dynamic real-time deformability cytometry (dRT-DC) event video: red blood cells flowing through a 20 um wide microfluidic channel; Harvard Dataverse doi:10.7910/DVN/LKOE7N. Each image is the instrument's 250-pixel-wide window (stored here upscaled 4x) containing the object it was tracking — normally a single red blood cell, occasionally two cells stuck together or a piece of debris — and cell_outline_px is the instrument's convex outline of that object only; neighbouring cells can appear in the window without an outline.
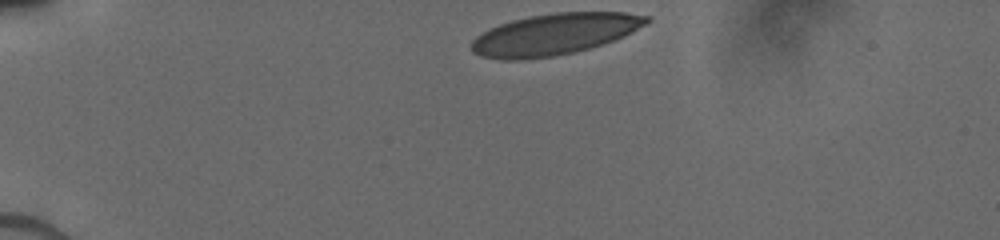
{"species": "human", "species_latin": "Homo sapiens", "temperature_condition": "cold", "stored_images_in_passage": 22, "camera_frame_rate_fps": 3000, "um_per_image_px": 0.085, "donor": {"sex": "male"}, "frame": {"image": 1, "passage_image": 1, "time_ms": 0.0, "image_size_px": [1000, 240], "cell_outline_px": [[652, 20], [632, 32], [624, 36], [588, 48], [572, 52], [552, 56], [520, 60], [500, 60], [480, 56], [472, 52], [472, 40], [476, 36], [488, 28], [512, 20], [532, 16], [556, 12], [624, 12], [648, 16]], "centroid_in_image_um": [47.09, 2.91], "position_along_channel_um": 37.9, "area_um2": 41.91}}
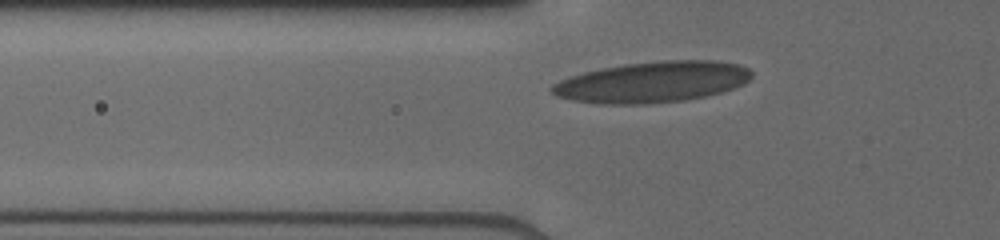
{"frame": {"image": 2, "passage_image": 14, "time_ms": 2.333, "image_size_px": [1000, 240], "cell_outline_px": [[752, 76], [744, 84], [720, 92], [704, 96], [684, 100], [648, 104], [600, 104], [572, 100], [556, 96], [548, 88], [552, 84], [568, 76], [600, 68], [624, 64], [660, 60], [716, 60], [736, 64], [748, 68], [752, 72]], "centroid_in_image_um": [55.41, 6.97], "position_along_channel_um": 70.4, "area_um2": 47.86}}
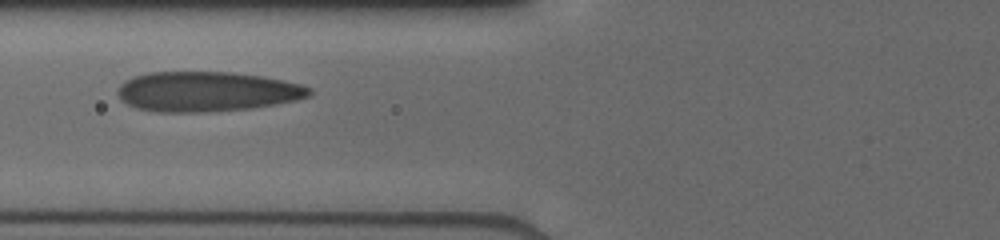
{"frame": {"image": 3, "passage_image": 21, "time_ms": 3.333, "image_size_px": [1000, 240], "cell_outline_px": [[312, 92], [308, 96], [296, 100], [248, 108], [196, 112], [156, 112], [136, 108], [120, 100], [116, 92], [120, 84], [124, 80], [148, 72], [232, 72], [264, 76], [300, 84], [312, 88]], "centroid_in_image_um": [17.53, 7.77], "position_along_channel_um": 108.3, "area_um2": 44.51}}